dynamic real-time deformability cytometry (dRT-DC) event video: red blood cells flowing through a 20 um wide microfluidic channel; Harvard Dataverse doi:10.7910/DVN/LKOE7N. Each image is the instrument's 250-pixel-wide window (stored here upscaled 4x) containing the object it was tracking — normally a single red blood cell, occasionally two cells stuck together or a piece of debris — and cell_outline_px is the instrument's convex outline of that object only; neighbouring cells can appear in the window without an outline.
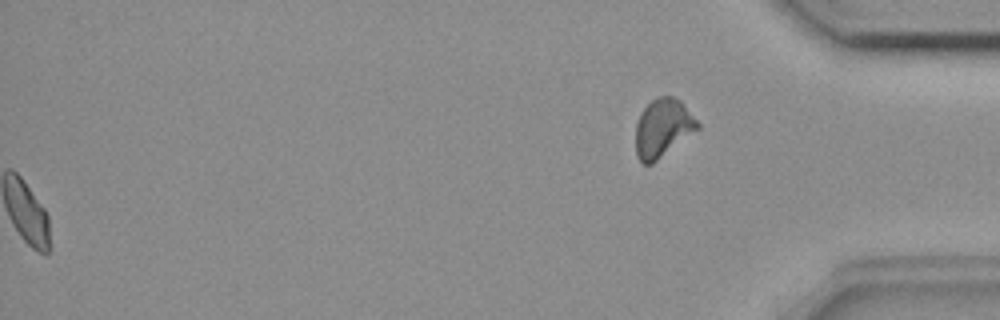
{"species": "common noctule bat (a hibernating species)", "species_latin": "Nyctalus noctula", "temperature_condition": "room temperature", "stored_images_in_passage": 46, "segment_of_instrument_passage": [2, 2], "camera_frame_rate_fps": 3000, "um_per_image_px": 0.085, "animal": {"sex": "female", "body_mass_g": 18.4}, "frame": {"image": 1, "passage_image": 46, "time_ms": 15.0, "image_size_px": [1000, 320], "cell_outline_px": [[700, 128], [652, 164], [644, 164], [636, 156], [636, 124], [640, 112], [656, 96], [672, 96], [680, 100], [700, 124]], "centroid_in_image_um": [56.33, 10.88], "position_along_channel_um": 378.9, "area_um2": 20.98}}